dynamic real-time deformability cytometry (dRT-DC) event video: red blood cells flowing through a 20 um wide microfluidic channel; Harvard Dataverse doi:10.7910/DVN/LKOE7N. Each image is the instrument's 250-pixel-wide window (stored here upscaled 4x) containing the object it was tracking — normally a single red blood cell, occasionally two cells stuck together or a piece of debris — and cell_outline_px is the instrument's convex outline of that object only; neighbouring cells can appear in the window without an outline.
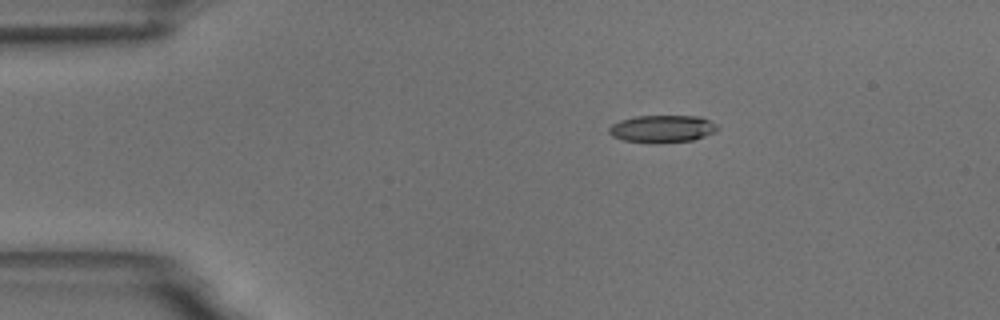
{"species": "common noctule bat (a hibernating species)", "species_latin": "Nyctalus noctula", "temperature_condition": "room temperature", "stored_images_in_passage": 46, "camera_frame_rate_fps": 3000, "um_per_image_px": 0.085, "animal": {"sex": "male", "body_mass_g": 18.8}, "frame": {"image": 1, "passage_image": 1, "time_ms": 0.0, "image_size_px": [1000, 320], "cell_outline_px": [[720, 128], [716, 132], [692, 140], [652, 144], [624, 140], [612, 136], [608, 132], [608, 128], [612, 124], [620, 120], [636, 116], [700, 116], [716, 124]], "centroid_in_image_um": [56.28, 10.95], "position_along_channel_um": 28.7, "area_um2": 17.46}}
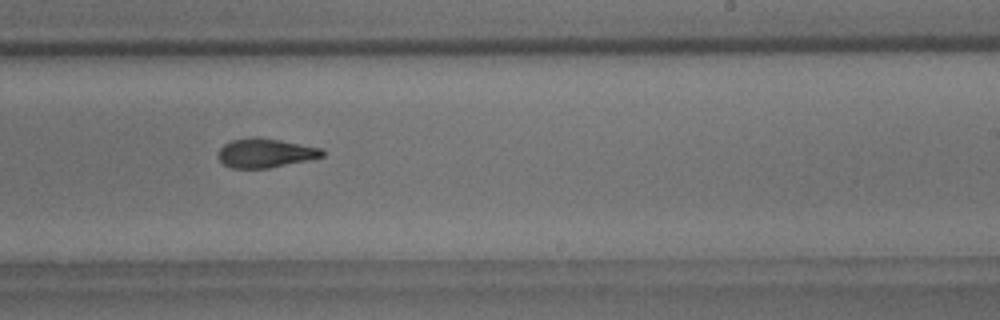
{"frame": {"image": 2, "passage_image": 25, "time_ms": 8.0, "image_size_px": [1000, 320], "cell_outline_px": [[324, 156], [312, 160], [268, 168], [232, 168], [224, 164], [220, 160], [220, 148], [224, 144], [232, 140], [252, 136], [256, 136], [280, 140], [324, 148]], "centroid_in_image_um": [22.62, 13.0], "position_along_channel_um": 266.4, "area_um2": 17.8}}
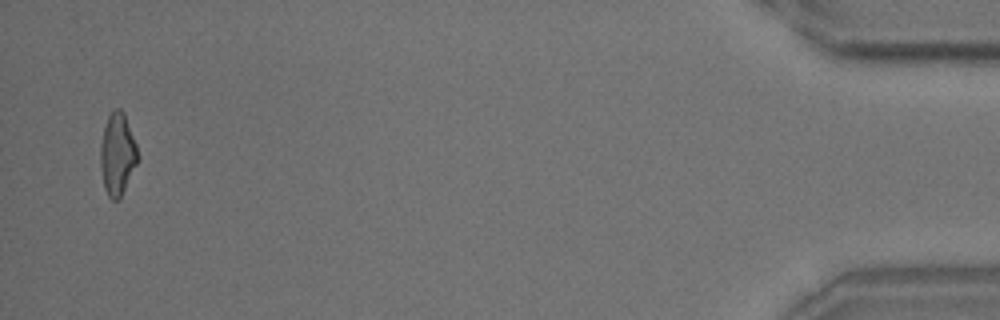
{"frame": {"image": 3, "passage_image": 45, "time_ms": 14.667, "image_size_px": [1000, 320], "cell_outline_px": [[140, 160], [120, 196], [116, 200], [112, 200], [108, 196], [104, 188], [100, 164], [100, 144], [104, 128], [108, 116], [116, 108], [120, 108], [124, 112], [136, 144], [140, 156]], "centroid_in_image_um": [9.99, 13.1], "position_along_channel_um": 425.2, "area_um2": 17.92}, "authors_computed_cell_mechanics": {"area_um2": 18.1492, "velocity_mm_per_s": 3.6669, "shape_relaxation_time_tau1_ms": 5.5828, "shape_relaxation_time_tau2_ms": 2.2243, "deformation_change_tau1": 0.1859, "deformation_change_tau2": 0.0928}}